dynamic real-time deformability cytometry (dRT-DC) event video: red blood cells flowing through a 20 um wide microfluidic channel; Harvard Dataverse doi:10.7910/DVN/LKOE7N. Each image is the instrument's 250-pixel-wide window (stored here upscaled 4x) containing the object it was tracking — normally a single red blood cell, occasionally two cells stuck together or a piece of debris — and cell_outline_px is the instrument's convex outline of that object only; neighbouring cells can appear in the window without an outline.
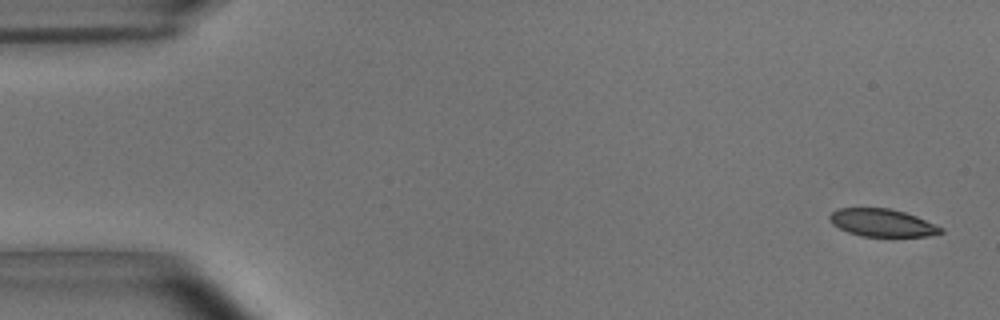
{"species": "common noctule bat (a hibernating species)", "species_latin": "Nyctalus noctula", "temperature_condition": "room temperature", "stored_images_in_passage": 53, "camera_frame_rate_fps": 3000, "um_per_image_px": 0.085, "animal": {"sex": "male", "body_mass_g": 15.6}, "frame": {"image": 1, "passage_image": 1, "time_ms": 0.0, "image_size_px": [1000, 320], "cell_outline_px": [[944, 232], [928, 236], [860, 236], [848, 232], [832, 224], [828, 216], [836, 208], [888, 208], [904, 212], [916, 216], [944, 228]], "centroid_in_image_um": [74.98, 18.93], "position_along_channel_um": 10.0, "area_um2": 17.86}}
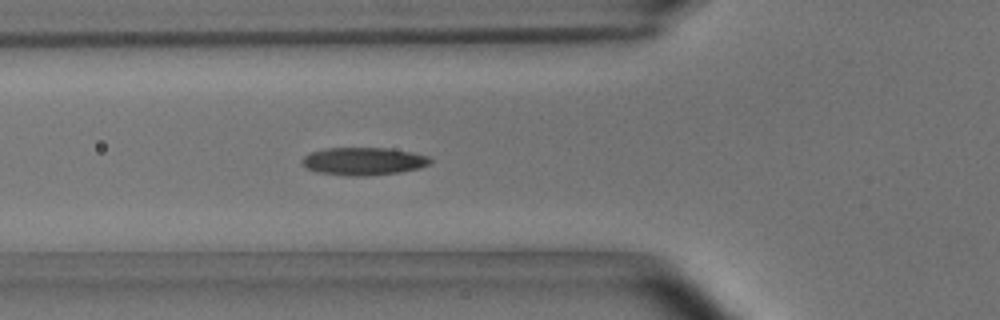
{"frame": {"image": 2, "passage_image": 18, "time_ms": 5.667, "image_size_px": [1000, 320], "cell_outline_px": [[432, 160], [428, 164], [420, 168], [400, 172], [368, 176], [348, 176], [316, 172], [308, 168], [304, 164], [304, 156], [312, 152], [324, 148], [388, 148], [412, 152], [428, 156]], "centroid_in_image_um": [30.93, 13.71], "position_along_channel_um": 94.9, "area_um2": 20.63}}
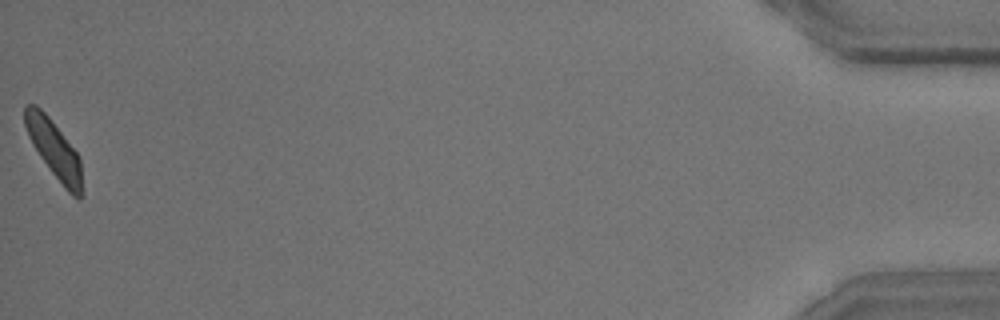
{"frame": {"image": 3, "passage_image": 53, "time_ms": 17.333, "image_size_px": [1000, 320], "cell_outline_px": [[80, 200], [72, 196], [64, 188], [40, 156], [32, 144], [28, 136], [24, 124], [24, 104], [36, 104], [48, 116], [80, 156]], "centroid_in_image_um": [4.55, 12.64], "position_along_channel_um": 430.6, "area_um2": 18.84}, "authors_computed_cell_mechanics": {"area_um2": 19.9988, "velocity_mm_per_s": 3.6965, "shape_relaxation_time_tau1_ms": 3.6727, "shape_relaxation_time_tau2_ms": 1.9401, "deformation_change_tau1": 0.1395, "deformation_change_tau2": 0.0895}}